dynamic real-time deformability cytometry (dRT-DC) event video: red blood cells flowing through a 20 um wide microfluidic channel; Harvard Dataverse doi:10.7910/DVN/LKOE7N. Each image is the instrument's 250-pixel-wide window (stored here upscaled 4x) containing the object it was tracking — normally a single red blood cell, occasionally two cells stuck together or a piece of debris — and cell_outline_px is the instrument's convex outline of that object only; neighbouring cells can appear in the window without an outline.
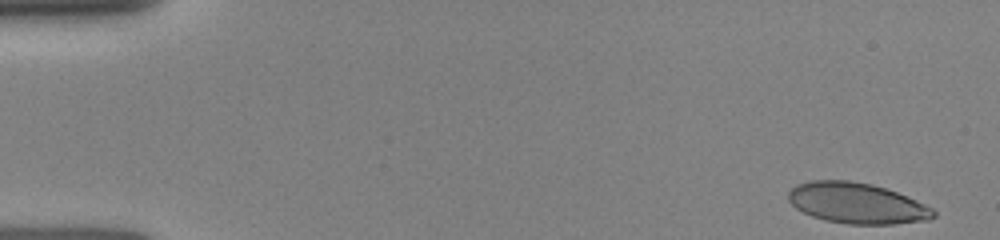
{"species": "human", "species_latin": "Homo sapiens", "temperature_condition": "room temperature", "stored_images_in_passage": 13, "camera_frame_rate_fps": 3000, "um_per_image_px": 0.085, "donor": {"sex": "female"}, "frame": {"image": 1, "passage_image": 1, "time_ms": 0.0, "image_size_px": [1000, 240], "cell_outline_px": [[936, 216], [928, 220], [892, 224], [848, 224], [824, 220], [812, 216], [796, 208], [788, 200], [788, 192], [796, 184], [808, 180], [848, 180], [872, 184], [908, 196], [932, 208], [936, 212]], "centroid_in_image_um": [72.82, 17.27], "position_along_channel_um": 12.2, "area_um2": 34.51}}
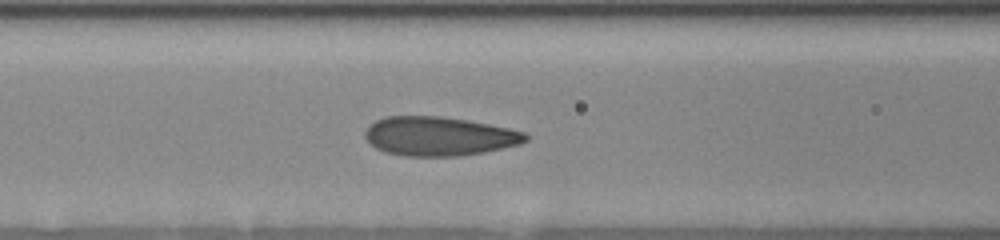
{"frame": {"image": 2, "passage_image": 10, "time_ms": 6.0, "image_size_px": [1000, 240], "cell_outline_px": [[528, 140], [520, 144], [484, 152], [460, 156], [404, 156], [384, 152], [376, 148], [364, 136], [364, 132], [376, 120], [384, 116], [440, 116], [468, 120], [508, 128], [524, 132], [528, 136]], "centroid_in_image_um": [37.32, 11.58], "position_along_channel_um": 129.3, "area_um2": 36.47}}
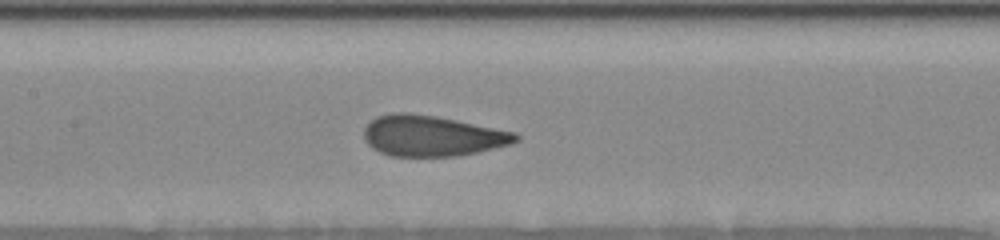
{"frame": {"image": 3, "passage_image": 13, "time_ms": 7.0, "image_size_px": [1000, 240], "cell_outline_px": [[520, 140], [512, 144], [476, 152], [456, 156], [392, 156], [380, 152], [372, 148], [364, 140], [364, 128], [376, 116], [392, 112], [408, 112], [436, 116], [516, 132], [520, 136]], "centroid_in_image_um": [36.72, 11.54], "position_along_channel_um": 170.7, "area_um2": 36.13}}